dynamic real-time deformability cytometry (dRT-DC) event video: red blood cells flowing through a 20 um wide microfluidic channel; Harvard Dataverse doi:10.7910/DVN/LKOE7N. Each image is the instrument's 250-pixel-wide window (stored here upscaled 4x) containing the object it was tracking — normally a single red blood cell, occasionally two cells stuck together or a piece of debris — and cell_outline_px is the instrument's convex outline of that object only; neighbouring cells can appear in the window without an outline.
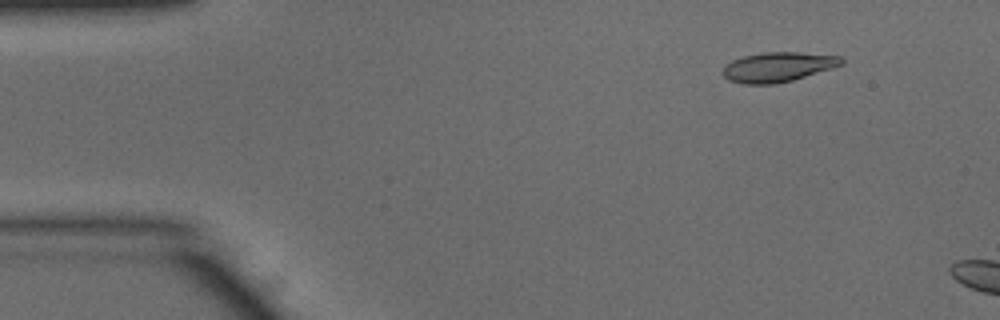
{"species": "common noctule bat (a hibernating species)", "species_latin": "Nyctalus noctula", "temperature_condition": "warm", "stored_images_in_passage": 6, "camera_frame_rate_fps": 3000, "um_per_image_px": 0.085, "animal": {"sex": "male", "body_mass_g": 15.6}, "frame": {"image": 1, "passage_image": 2, "time_ms": 0.333, "image_size_px": [1000, 320], "cell_outline_px": [[844, 64], [832, 68], [792, 80], [772, 84], [740, 84], [728, 80], [720, 72], [732, 60], [744, 56], [764, 52], [800, 52], [840, 56], [844, 60]], "centroid_in_image_um": [66.11, 5.69], "position_along_channel_um": 18.9, "area_um2": 20.52}}